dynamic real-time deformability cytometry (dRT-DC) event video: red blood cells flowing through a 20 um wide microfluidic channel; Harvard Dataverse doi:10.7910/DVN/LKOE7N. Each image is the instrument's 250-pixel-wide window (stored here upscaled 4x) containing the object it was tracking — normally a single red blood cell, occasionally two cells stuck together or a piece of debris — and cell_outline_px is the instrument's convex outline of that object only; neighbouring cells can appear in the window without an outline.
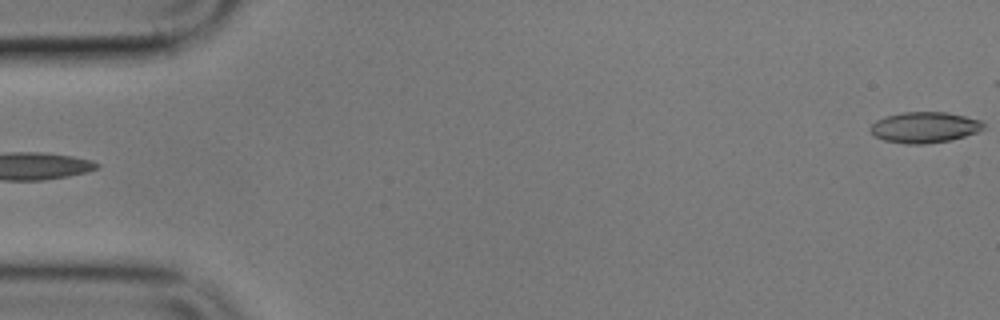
{"species": "common noctule bat (a hibernating species)", "species_latin": "Nyctalus noctula", "temperature_condition": "cold", "stored_images_in_passage": 5, "segment_of_instrument_passage": [2, 2], "camera_frame_rate_fps": 3000, "um_per_image_px": 0.085, "animal": {"sex": "male", "body_mass_g": 17.9}, "frame": {"image": 1, "passage_image": 5, "time_ms": 6.0, "image_size_px": [1000, 320], "cell_outline_px": [[984, 128], [976, 132], [952, 140], [924, 144], [908, 144], [884, 140], [876, 136], [868, 128], [876, 120], [884, 116], [904, 112], [948, 112], [980, 120], [984, 124]], "centroid_in_image_um": [78.57, 10.82], "position_along_channel_um": 6.4, "area_um2": 20.29}}